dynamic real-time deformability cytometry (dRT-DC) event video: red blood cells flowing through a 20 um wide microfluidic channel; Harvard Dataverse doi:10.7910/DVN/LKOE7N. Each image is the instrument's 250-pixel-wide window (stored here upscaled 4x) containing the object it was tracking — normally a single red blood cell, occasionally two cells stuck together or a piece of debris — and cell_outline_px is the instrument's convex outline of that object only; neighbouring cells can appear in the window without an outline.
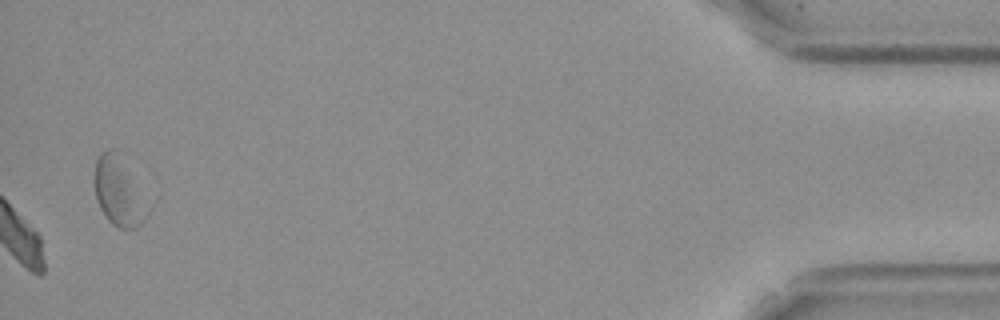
{"species": "Egyptian fruit bat (a non-hibernating species)", "species_latin": "Rousettus aegyptiacus", "temperature_condition": "cold", "stored_images_in_passage": 55, "camera_frame_rate_fps": 3000, "um_per_image_px": 0.085, "frame": {"image": 1, "passage_image": 55, "time_ms": 18.0, "image_size_px": [1000, 320], "cell_outline_px": [[148, 212], [144, 220], [136, 228], [120, 228], [112, 224], [108, 220], [100, 208], [96, 200], [96, 160], [100, 152], [108, 148], [120, 148]], "centroid_in_image_um": [10.05, 16.21], "position_along_channel_um": 425.1, "area_um2": 20.87}, "authors_computed_cell_mechanics": {"area_um2": 19.2474, "velocity_mm_per_s": 3.5439, "shape_relaxation_time_tau1_ms": 4.4163, "shape_relaxation_time_tau2_ms": null, "deformation_change_tau1": 0.1336, "deformation_change_tau2": null}}